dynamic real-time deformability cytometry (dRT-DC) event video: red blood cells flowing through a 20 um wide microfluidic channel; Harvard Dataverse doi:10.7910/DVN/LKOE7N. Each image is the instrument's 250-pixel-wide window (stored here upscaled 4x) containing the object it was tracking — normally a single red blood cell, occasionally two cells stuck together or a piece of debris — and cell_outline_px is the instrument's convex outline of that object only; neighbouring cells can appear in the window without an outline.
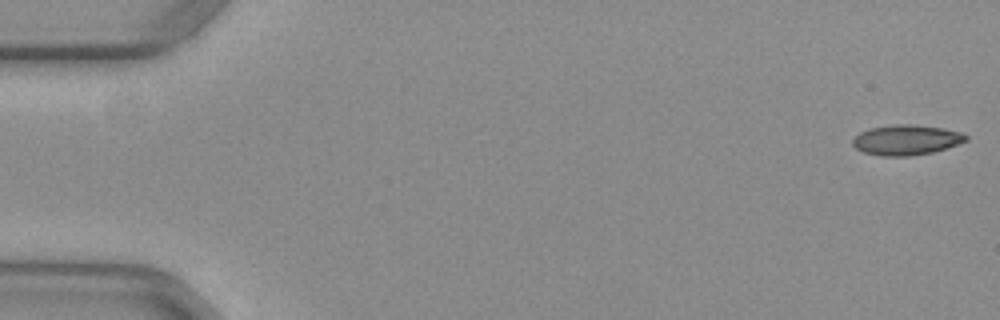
{"species": "common noctule bat (a hibernating species)", "species_latin": "Nyctalus noctula", "temperature_condition": "warm", "stored_images_in_passage": 12, "camera_frame_rate_fps": 3000, "um_per_image_px": 0.085, "animal": {"sex": "female", "body_mass_g": 29.2, "forearm_length_mm": 56.3}, "frame": {"image": 1, "passage_image": 1, "time_ms": 0.0, "image_size_px": [1000, 320], "cell_outline_px": [[968, 140], [932, 152], [908, 156], [880, 156], [864, 152], [856, 148], [852, 144], [852, 140], [860, 132], [868, 128], [892, 124], [912, 124], [944, 128], [960, 132], [968, 136]], "centroid_in_image_um": [77.0, 11.88], "position_along_channel_um": 8.0, "area_um2": 19.88}}